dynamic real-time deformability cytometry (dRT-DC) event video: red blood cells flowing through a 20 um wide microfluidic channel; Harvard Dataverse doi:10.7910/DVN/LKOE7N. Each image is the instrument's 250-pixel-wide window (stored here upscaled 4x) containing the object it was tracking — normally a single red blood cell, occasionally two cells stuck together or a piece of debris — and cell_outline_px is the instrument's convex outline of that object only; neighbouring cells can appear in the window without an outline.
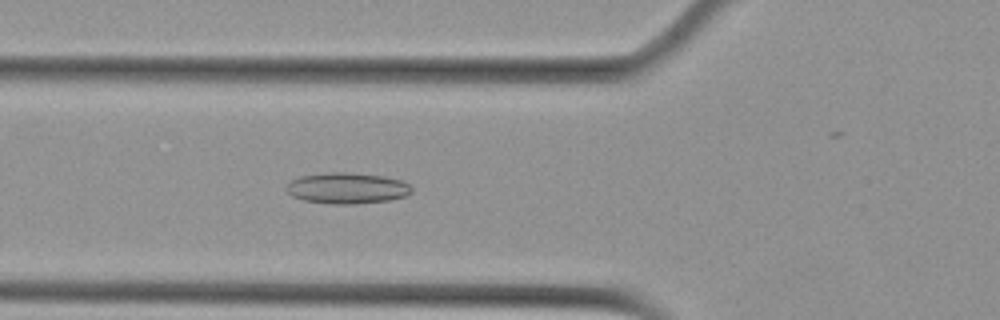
{"species": "Egyptian fruit bat (a non-hibernating species)", "species_latin": "Rousettus aegyptiacus", "temperature_condition": "cold", "stored_images_in_passage": 47, "camera_frame_rate_fps": 3000, "um_per_image_px": 0.085, "animal": {"sex": "female"}, "frame": {"image": 1, "passage_image": 20, "time_ms": 6.333, "image_size_px": [1000, 320], "cell_outline_px": [[412, 192], [408, 196], [388, 200], [356, 204], [328, 204], [304, 200], [292, 196], [284, 188], [292, 180], [300, 176], [332, 172], [348, 172], [384, 176], [400, 180], [408, 184], [412, 188]], "centroid_in_image_um": [29.51, 16.0], "position_along_channel_um": 96.3, "area_um2": 22.72}}
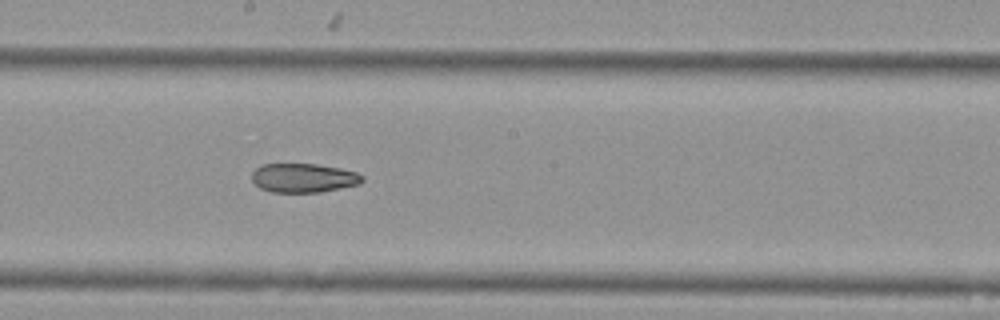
{"frame": {"image": 2, "passage_image": 30, "time_ms": 9.667, "image_size_px": [1000, 320], "cell_outline_px": [[364, 180], [360, 184], [320, 192], [272, 192], [260, 188], [252, 180], [252, 172], [260, 164], [316, 164], [340, 168], [356, 172], [364, 176]], "centroid_in_image_um": [25.8, 15.12], "position_along_channel_um": 222.4, "area_um2": 18.73}}
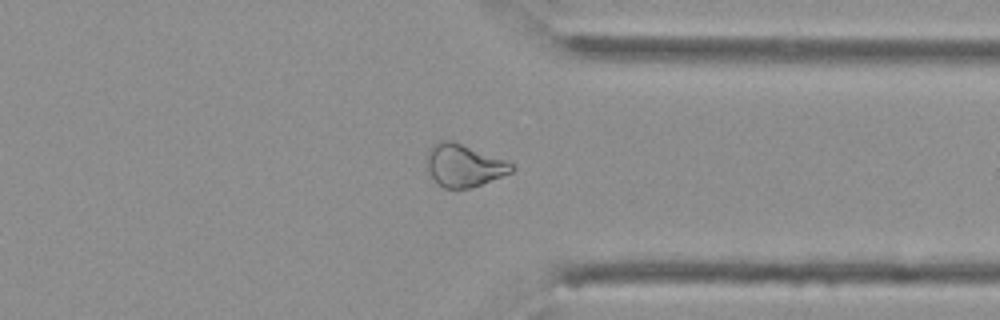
{"frame": {"image": 3, "passage_image": 42, "time_ms": 13.667, "image_size_px": [1000, 320], "cell_outline_px": [[516, 168], [512, 172], [472, 188], [444, 188], [432, 176], [428, 168], [428, 148], [436, 140], [452, 140], [508, 160]], "centroid_in_image_um": [39.47, 14.03], "position_along_channel_um": 371.9, "area_um2": 21.04}}